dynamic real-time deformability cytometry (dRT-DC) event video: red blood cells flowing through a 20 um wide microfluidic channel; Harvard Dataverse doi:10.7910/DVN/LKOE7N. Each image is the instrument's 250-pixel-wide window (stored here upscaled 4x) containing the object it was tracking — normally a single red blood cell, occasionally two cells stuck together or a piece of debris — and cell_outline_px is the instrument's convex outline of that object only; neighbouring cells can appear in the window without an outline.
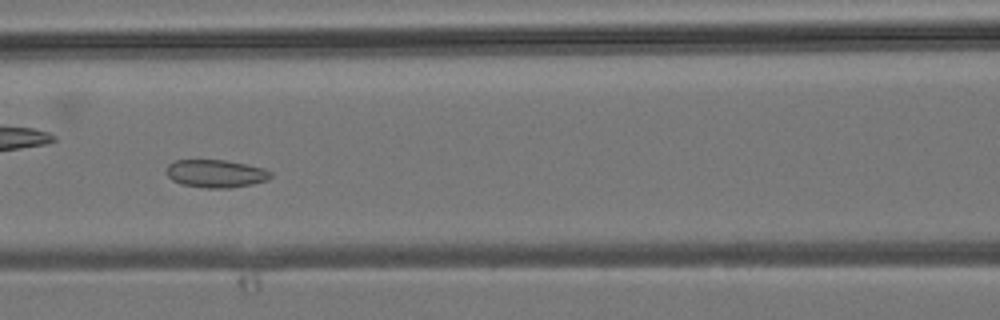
{"species": "common noctule bat (a hibernating species)", "species_latin": "Nyctalus noctula", "temperature_condition": "room temperature", "stored_images_in_passage": 46, "camera_frame_rate_fps": 3000, "um_per_image_px": 0.085, "animal": {"sex": "male", "body_mass_g": 19.2, "forearm_length_mm": 51.8}, "frame": {"image": 1, "passage_image": 20, "time_ms": 6.333, "image_size_px": [1000, 320], "cell_outline_px": [[272, 176], [268, 180], [252, 184], [228, 188], [204, 188], [180, 184], [172, 180], [168, 176], [168, 164], [176, 160], [224, 160], [264, 168], [272, 172]], "centroid_in_image_um": [18.36, 14.76], "position_along_channel_um": 148.2, "area_um2": 16.88}}